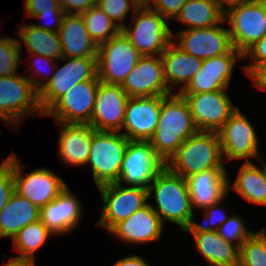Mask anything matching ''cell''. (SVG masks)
Masks as SVG:
<instances>
[{
	"label": "cell",
	"instance_id": "obj_7",
	"mask_svg": "<svg viewBox=\"0 0 266 266\" xmlns=\"http://www.w3.org/2000/svg\"><path fill=\"white\" fill-rule=\"evenodd\" d=\"M224 19L230 39L237 51L244 54L266 35V1L253 0L229 8Z\"/></svg>",
	"mask_w": 266,
	"mask_h": 266
},
{
	"label": "cell",
	"instance_id": "obj_32",
	"mask_svg": "<svg viewBox=\"0 0 266 266\" xmlns=\"http://www.w3.org/2000/svg\"><path fill=\"white\" fill-rule=\"evenodd\" d=\"M51 235L54 236L40 220L20 229L12 239L13 250L20 254L16 257L35 260L36 253Z\"/></svg>",
	"mask_w": 266,
	"mask_h": 266
},
{
	"label": "cell",
	"instance_id": "obj_15",
	"mask_svg": "<svg viewBox=\"0 0 266 266\" xmlns=\"http://www.w3.org/2000/svg\"><path fill=\"white\" fill-rule=\"evenodd\" d=\"M99 82L88 80L75 84L44 113V117L52 116L55 122L67 124H89Z\"/></svg>",
	"mask_w": 266,
	"mask_h": 266
},
{
	"label": "cell",
	"instance_id": "obj_8",
	"mask_svg": "<svg viewBox=\"0 0 266 266\" xmlns=\"http://www.w3.org/2000/svg\"><path fill=\"white\" fill-rule=\"evenodd\" d=\"M142 55L120 30L98 46L97 77L106 84L121 85Z\"/></svg>",
	"mask_w": 266,
	"mask_h": 266
},
{
	"label": "cell",
	"instance_id": "obj_27",
	"mask_svg": "<svg viewBox=\"0 0 266 266\" xmlns=\"http://www.w3.org/2000/svg\"><path fill=\"white\" fill-rule=\"evenodd\" d=\"M265 158L259 161L261 167L252 162L239 165L238 174L233 183L228 181V193L233 189L249 203L266 206V165Z\"/></svg>",
	"mask_w": 266,
	"mask_h": 266
},
{
	"label": "cell",
	"instance_id": "obj_45",
	"mask_svg": "<svg viewBox=\"0 0 266 266\" xmlns=\"http://www.w3.org/2000/svg\"><path fill=\"white\" fill-rule=\"evenodd\" d=\"M66 14L81 15L96 4V0H58Z\"/></svg>",
	"mask_w": 266,
	"mask_h": 266
},
{
	"label": "cell",
	"instance_id": "obj_24",
	"mask_svg": "<svg viewBox=\"0 0 266 266\" xmlns=\"http://www.w3.org/2000/svg\"><path fill=\"white\" fill-rule=\"evenodd\" d=\"M55 123L60 127L57 143L59 159L68 166L86 165L94 128L89 124Z\"/></svg>",
	"mask_w": 266,
	"mask_h": 266
},
{
	"label": "cell",
	"instance_id": "obj_12",
	"mask_svg": "<svg viewBox=\"0 0 266 266\" xmlns=\"http://www.w3.org/2000/svg\"><path fill=\"white\" fill-rule=\"evenodd\" d=\"M238 108L217 131L225 162L243 160L259 162L264 157L259 155L257 132L253 124Z\"/></svg>",
	"mask_w": 266,
	"mask_h": 266
},
{
	"label": "cell",
	"instance_id": "obj_25",
	"mask_svg": "<svg viewBox=\"0 0 266 266\" xmlns=\"http://www.w3.org/2000/svg\"><path fill=\"white\" fill-rule=\"evenodd\" d=\"M58 33L63 57L97 58L98 45L91 39L81 15L65 14Z\"/></svg>",
	"mask_w": 266,
	"mask_h": 266
},
{
	"label": "cell",
	"instance_id": "obj_37",
	"mask_svg": "<svg viewBox=\"0 0 266 266\" xmlns=\"http://www.w3.org/2000/svg\"><path fill=\"white\" fill-rule=\"evenodd\" d=\"M27 55H30L29 58L34 56L33 60H35L31 62L32 67L28 68L29 70L33 69L31 72L34 74L28 75L29 77L27 79L31 82L35 90L39 92L51 80L58 61L38 54Z\"/></svg>",
	"mask_w": 266,
	"mask_h": 266
},
{
	"label": "cell",
	"instance_id": "obj_40",
	"mask_svg": "<svg viewBox=\"0 0 266 266\" xmlns=\"http://www.w3.org/2000/svg\"><path fill=\"white\" fill-rule=\"evenodd\" d=\"M15 192L13 153L0 162V212Z\"/></svg>",
	"mask_w": 266,
	"mask_h": 266
},
{
	"label": "cell",
	"instance_id": "obj_38",
	"mask_svg": "<svg viewBox=\"0 0 266 266\" xmlns=\"http://www.w3.org/2000/svg\"><path fill=\"white\" fill-rule=\"evenodd\" d=\"M218 233L225 241L240 247L254 232L247 229L242 216L232 213L219 227Z\"/></svg>",
	"mask_w": 266,
	"mask_h": 266
},
{
	"label": "cell",
	"instance_id": "obj_42",
	"mask_svg": "<svg viewBox=\"0 0 266 266\" xmlns=\"http://www.w3.org/2000/svg\"><path fill=\"white\" fill-rule=\"evenodd\" d=\"M24 11L30 19L47 12H64L58 0H24Z\"/></svg>",
	"mask_w": 266,
	"mask_h": 266
},
{
	"label": "cell",
	"instance_id": "obj_50",
	"mask_svg": "<svg viewBox=\"0 0 266 266\" xmlns=\"http://www.w3.org/2000/svg\"><path fill=\"white\" fill-rule=\"evenodd\" d=\"M140 6H147L152 0H136Z\"/></svg>",
	"mask_w": 266,
	"mask_h": 266
},
{
	"label": "cell",
	"instance_id": "obj_41",
	"mask_svg": "<svg viewBox=\"0 0 266 266\" xmlns=\"http://www.w3.org/2000/svg\"><path fill=\"white\" fill-rule=\"evenodd\" d=\"M244 60H252L243 69L247 76L251 77L261 66L266 65V35L252 45L244 54Z\"/></svg>",
	"mask_w": 266,
	"mask_h": 266
},
{
	"label": "cell",
	"instance_id": "obj_21",
	"mask_svg": "<svg viewBox=\"0 0 266 266\" xmlns=\"http://www.w3.org/2000/svg\"><path fill=\"white\" fill-rule=\"evenodd\" d=\"M67 186L53 201L40 208V221L56 236L67 235L78 227L83 206Z\"/></svg>",
	"mask_w": 266,
	"mask_h": 266
},
{
	"label": "cell",
	"instance_id": "obj_13",
	"mask_svg": "<svg viewBox=\"0 0 266 266\" xmlns=\"http://www.w3.org/2000/svg\"><path fill=\"white\" fill-rule=\"evenodd\" d=\"M24 168L13 153L15 192L26 197L39 208L53 201L68 186L62 178L47 167L37 168L26 175H24Z\"/></svg>",
	"mask_w": 266,
	"mask_h": 266
},
{
	"label": "cell",
	"instance_id": "obj_30",
	"mask_svg": "<svg viewBox=\"0 0 266 266\" xmlns=\"http://www.w3.org/2000/svg\"><path fill=\"white\" fill-rule=\"evenodd\" d=\"M16 32L28 54H38L55 60L63 57L59 33L43 30L32 24L19 25Z\"/></svg>",
	"mask_w": 266,
	"mask_h": 266
},
{
	"label": "cell",
	"instance_id": "obj_2",
	"mask_svg": "<svg viewBox=\"0 0 266 266\" xmlns=\"http://www.w3.org/2000/svg\"><path fill=\"white\" fill-rule=\"evenodd\" d=\"M148 199H154L151 208L162 223L172 222L183 231L193 216L188 185L185 178L174 174L166 166L148 187Z\"/></svg>",
	"mask_w": 266,
	"mask_h": 266
},
{
	"label": "cell",
	"instance_id": "obj_9",
	"mask_svg": "<svg viewBox=\"0 0 266 266\" xmlns=\"http://www.w3.org/2000/svg\"><path fill=\"white\" fill-rule=\"evenodd\" d=\"M102 199V212L95 226H101L108 232L120 221L129 218L148 200V189L109 183L97 187Z\"/></svg>",
	"mask_w": 266,
	"mask_h": 266
},
{
	"label": "cell",
	"instance_id": "obj_4",
	"mask_svg": "<svg viewBox=\"0 0 266 266\" xmlns=\"http://www.w3.org/2000/svg\"><path fill=\"white\" fill-rule=\"evenodd\" d=\"M129 139L117 131H92L90 154L86 165L92 171V181L99 187L116 183Z\"/></svg>",
	"mask_w": 266,
	"mask_h": 266
},
{
	"label": "cell",
	"instance_id": "obj_43",
	"mask_svg": "<svg viewBox=\"0 0 266 266\" xmlns=\"http://www.w3.org/2000/svg\"><path fill=\"white\" fill-rule=\"evenodd\" d=\"M188 0H152L147 6L168 21L175 19Z\"/></svg>",
	"mask_w": 266,
	"mask_h": 266
},
{
	"label": "cell",
	"instance_id": "obj_49",
	"mask_svg": "<svg viewBox=\"0 0 266 266\" xmlns=\"http://www.w3.org/2000/svg\"><path fill=\"white\" fill-rule=\"evenodd\" d=\"M215 1L219 4L220 8L225 12L233 6L246 3V2H250L253 0H215Z\"/></svg>",
	"mask_w": 266,
	"mask_h": 266
},
{
	"label": "cell",
	"instance_id": "obj_35",
	"mask_svg": "<svg viewBox=\"0 0 266 266\" xmlns=\"http://www.w3.org/2000/svg\"><path fill=\"white\" fill-rule=\"evenodd\" d=\"M227 198V196L220 202L216 204H212L209 207L202 209L204 212L203 215V224L198 223L194 220L195 214L193 212V216L190 220L189 225L183 230V232H188L190 234H198L201 232L208 231H218L219 227L228 219L230 216L227 211L221 206L223 201ZM222 208V209H221Z\"/></svg>",
	"mask_w": 266,
	"mask_h": 266
},
{
	"label": "cell",
	"instance_id": "obj_6",
	"mask_svg": "<svg viewBox=\"0 0 266 266\" xmlns=\"http://www.w3.org/2000/svg\"><path fill=\"white\" fill-rule=\"evenodd\" d=\"M33 112L44 117L38 102V92L27 75L17 73L14 76L0 77V120L17 130ZM18 127V128H16Z\"/></svg>",
	"mask_w": 266,
	"mask_h": 266
},
{
	"label": "cell",
	"instance_id": "obj_3",
	"mask_svg": "<svg viewBox=\"0 0 266 266\" xmlns=\"http://www.w3.org/2000/svg\"><path fill=\"white\" fill-rule=\"evenodd\" d=\"M218 133L198 131L188 137L166 163V167L183 178L208 169H226Z\"/></svg>",
	"mask_w": 266,
	"mask_h": 266
},
{
	"label": "cell",
	"instance_id": "obj_33",
	"mask_svg": "<svg viewBox=\"0 0 266 266\" xmlns=\"http://www.w3.org/2000/svg\"><path fill=\"white\" fill-rule=\"evenodd\" d=\"M81 16L91 39L98 46L107 42L121 30L96 4L82 13Z\"/></svg>",
	"mask_w": 266,
	"mask_h": 266
},
{
	"label": "cell",
	"instance_id": "obj_17",
	"mask_svg": "<svg viewBox=\"0 0 266 266\" xmlns=\"http://www.w3.org/2000/svg\"><path fill=\"white\" fill-rule=\"evenodd\" d=\"M238 59H244L243 54L233 48L226 54L203 60L199 71L179 94L227 90Z\"/></svg>",
	"mask_w": 266,
	"mask_h": 266
},
{
	"label": "cell",
	"instance_id": "obj_34",
	"mask_svg": "<svg viewBox=\"0 0 266 266\" xmlns=\"http://www.w3.org/2000/svg\"><path fill=\"white\" fill-rule=\"evenodd\" d=\"M238 266H266V228L254 233L239 247Z\"/></svg>",
	"mask_w": 266,
	"mask_h": 266
},
{
	"label": "cell",
	"instance_id": "obj_36",
	"mask_svg": "<svg viewBox=\"0 0 266 266\" xmlns=\"http://www.w3.org/2000/svg\"><path fill=\"white\" fill-rule=\"evenodd\" d=\"M10 36L0 37V77L18 73L21 58V41Z\"/></svg>",
	"mask_w": 266,
	"mask_h": 266
},
{
	"label": "cell",
	"instance_id": "obj_16",
	"mask_svg": "<svg viewBox=\"0 0 266 266\" xmlns=\"http://www.w3.org/2000/svg\"><path fill=\"white\" fill-rule=\"evenodd\" d=\"M228 90L198 94H180L187 101L194 123L199 131L217 132L239 108L231 101Z\"/></svg>",
	"mask_w": 266,
	"mask_h": 266
},
{
	"label": "cell",
	"instance_id": "obj_22",
	"mask_svg": "<svg viewBox=\"0 0 266 266\" xmlns=\"http://www.w3.org/2000/svg\"><path fill=\"white\" fill-rule=\"evenodd\" d=\"M162 230L163 223L149 202L129 218L117 223L108 233L124 243L143 245L151 241H159Z\"/></svg>",
	"mask_w": 266,
	"mask_h": 266
},
{
	"label": "cell",
	"instance_id": "obj_20",
	"mask_svg": "<svg viewBox=\"0 0 266 266\" xmlns=\"http://www.w3.org/2000/svg\"><path fill=\"white\" fill-rule=\"evenodd\" d=\"M121 87L129 97L173 94L166 84L160 56H142Z\"/></svg>",
	"mask_w": 266,
	"mask_h": 266
},
{
	"label": "cell",
	"instance_id": "obj_29",
	"mask_svg": "<svg viewBox=\"0 0 266 266\" xmlns=\"http://www.w3.org/2000/svg\"><path fill=\"white\" fill-rule=\"evenodd\" d=\"M196 249L209 264V266H238L239 247L225 241L218 231L191 234Z\"/></svg>",
	"mask_w": 266,
	"mask_h": 266
},
{
	"label": "cell",
	"instance_id": "obj_19",
	"mask_svg": "<svg viewBox=\"0 0 266 266\" xmlns=\"http://www.w3.org/2000/svg\"><path fill=\"white\" fill-rule=\"evenodd\" d=\"M165 96L130 97L121 132L129 140L150 141L158 126L161 101Z\"/></svg>",
	"mask_w": 266,
	"mask_h": 266
},
{
	"label": "cell",
	"instance_id": "obj_28",
	"mask_svg": "<svg viewBox=\"0 0 266 266\" xmlns=\"http://www.w3.org/2000/svg\"><path fill=\"white\" fill-rule=\"evenodd\" d=\"M40 220V208L14 192L0 212V238L13 237L25 226Z\"/></svg>",
	"mask_w": 266,
	"mask_h": 266
},
{
	"label": "cell",
	"instance_id": "obj_14",
	"mask_svg": "<svg viewBox=\"0 0 266 266\" xmlns=\"http://www.w3.org/2000/svg\"><path fill=\"white\" fill-rule=\"evenodd\" d=\"M225 23L224 19L215 26L180 29L176 35L173 33L172 42L183 52L202 60L226 54L233 45L228 28L223 26Z\"/></svg>",
	"mask_w": 266,
	"mask_h": 266
},
{
	"label": "cell",
	"instance_id": "obj_39",
	"mask_svg": "<svg viewBox=\"0 0 266 266\" xmlns=\"http://www.w3.org/2000/svg\"><path fill=\"white\" fill-rule=\"evenodd\" d=\"M96 5L100 7L113 23L122 29L126 24L128 12L132 14L140 7L136 0H96ZM132 8V9H131Z\"/></svg>",
	"mask_w": 266,
	"mask_h": 266
},
{
	"label": "cell",
	"instance_id": "obj_11",
	"mask_svg": "<svg viewBox=\"0 0 266 266\" xmlns=\"http://www.w3.org/2000/svg\"><path fill=\"white\" fill-rule=\"evenodd\" d=\"M63 66L56 64L51 80L38 92V102L43 114L75 84L99 80L97 77V58L62 57Z\"/></svg>",
	"mask_w": 266,
	"mask_h": 266
},
{
	"label": "cell",
	"instance_id": "obj_23",
	"mask_svg": "<svg viewBox=\"0 0 266 266\" xmlns=\"http://www.w3.org/2000/svg\"><path fill=\"white\" fill-rule=\"evenodd\" d=\"M228 175L226 169H208L187 177L192 210H202L228 196Z\"/></svg>",
	"mask_w": 266,
	"mask_h": 266
},
{
	"label": "cell",
	"instance_id": "obj_26",
	"mask_svg": "<svg viewBox=\"0 0 266 266\" xmlns=\"http://www.w3.org/2000/svg\"><path fill=\"white\" fill-rule=\"evenodd\" d=\"M163 63L164 78L168 89L173 92L174 85L179 84L177 92L180 93L199 71L202 59L183 52L173 42L160 55ZM181 84V85H180Z\"/></svg>",
	"mask_w": 266,
	"mask_h": 266
},
{
	"label": "cell",
	"instance_id": "obj_31",
	"mask_svg": "<svg viewBox=\"0 0 266 266\" xmlns=\"http://www.w3.org/2000/svg\"><path fill=\"white\" fill-rule=\"evenodd\" d=\"M225 12L215 0H188L175 20L188 29L215 26L224 20Z\"/></svg>",
	"mask_w": 266,
	"mask_h": 266
},
{
	"label": "cell",
	"instance_id": "obj_1",
	"mask_svg": "<svg viewBox=\"0 0 266 266\" xmlns=\"http://www.w3.org/2000/svg\"><path fill=\"white\" fill-rule=\"evenodd\" d=\"M198 131L187 101L173 93L161 101L158 126L150 141L157 155L167 163L180 145Z\"/></svg>",
	"mask_w": 266,
	"mask_h": 266
},
{
	"label": "cell",
	"instance_id": "obj_44",
	"mask_svg": "<svg viewBox=\"0 0 266 266\" xmlns=\"http://www.w3.org/2000/svg\"><path fill=\"white\" fill-rule=\"evenodd\" d=\"M65 14H66L65 12H47V13L39 14V15H36L34 18L43 20L42 23L41 24L35 23L32 25H34L37 28L43 29V30L58 33ZM45 21L46 22L48 21L49 23H46ZM53 25H55V28Z\"/></svg>",
	"mask_w": 266,
	"mask_h": 266
},
{
	"label": "cell",
	"instance_id": "obj_47",
	"mask_svg": "<svg viewBox=\"0 0 266 266\" xmlns=\"http://www.w3.org/2000/svg\"><path fill=\"white\" fill-rule=\"evenodd\" d=\"M257 90L266 91V65L261 66L251 77Z\"/></svg>",
	"mask_w": 266,
	"mask_h": 266
},
{
	"label": "cell",
	"instance_id": "obj_10",
	"mask_svg": "<svg viewBox=\"0 0 266 266\" xmlns=\"http://www.w3.org/2000/svg\"><path fill=\"white\" fill-rule=\"evenodd\" d=\"M165 166L151 141L129 140L116 183L148 189Z\"/></svg>",
	"mask_w": 266,
	"mask_h": 266
},
{
	"label": "cell",
	"instance_id": "obj_48",
	"mask_svg": "<svg viewBox=\"0 0 266 266\" xmlns=\"http://www.w3.org/2000/svg\"><path fill=\"white\" fill-rule=\"evenodd\" d=\"M3 266H36L35 260L12 256Z\"/></svg>",
	"mask_w": 266,
	"mask_h": 266
},
{
	"label": "cell",
	"instance_id": "obj_18",
	"mask_svg": "<svg viewBox=\"0 0 266 266\" xmlns=\"http://www.w3.org/2000/svg\"><path fill=\"white\" fill-rule=\"evenodd\" d=\"M129 96L121 85L99 82L91 125L98 131H122Z\"/></svg>",
	"mask_w": 266,
	"mask_h": 266
},
{
	"label": "cell",
	"instance_id": "obj_46",
	"mask_svg": "<svg viewBox=\"0 0 266 266\" xmlns=\"http://www.w3.org/2000/svg\"><path fill=\"white\" fill-rule=\"evenodd\" d=\"M113 266H150L147 261L139 255H128L117 260Z\"/></svg>",
	"mask_w": 266,
	"mask_h": 266
},
{
	"label": "cell",
	"instance_id": "obj_5",
	"mask_svg": "<svg viewBox=\"0 0 266 266\" xmlns=\"http://www.w3.org/2000/svg\"><path fill=\"white\" fill-rule=\"evenodd\" d=\"M131 16L130 25L121 31L142 56H160L172 42L168 20L148 6H140Z\"/></svg>",
	"mask_w": 266,
	"mask_h": 266
}]
</instances>
